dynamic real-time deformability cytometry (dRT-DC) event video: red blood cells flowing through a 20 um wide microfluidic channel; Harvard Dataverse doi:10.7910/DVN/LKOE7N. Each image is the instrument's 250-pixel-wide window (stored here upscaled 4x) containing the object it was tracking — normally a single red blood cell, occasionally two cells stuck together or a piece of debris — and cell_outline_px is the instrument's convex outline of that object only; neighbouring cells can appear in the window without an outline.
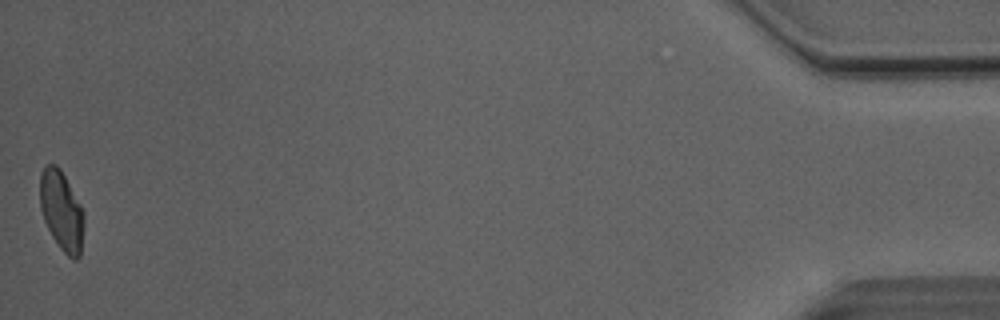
{"species": "Egyptian fruit bat (a non-hibernating species)", "species_latin": "Rousettus aegyptiacus", "temperature_condition": "room temperature", "stored_images_in_passage": 44, "camera_frame_rate_fps": 3000, "um_per_image_px": 0.085, "animal": {"sex": "male"}, "frame": {"image": 1, "passage_image": 44, "time_ms": 14.333, "image_size_px": [1000, 320], "cell_outline_px": [[84, 224], [80, 256], [76, 260], [72, 260], [60, 248], [52, 236], [44, 220], [40, 208], [40, 172], [48, 164], [56, 164], [60, 168], [80, 204], [84, 212]], "centroid_in_image_um": [5.23, 17.93], "position_along_channel_um": 430.0, "area_um2": 20.4}, "authors_computed_cell_mechanics": {"area_um2": 20.9814, "velocity_mm_per_s": 4.103, "shape_relaxation_time_tau1_ms": 7.6545, "shape_relaxation_time_tau2_ms": 3.5426, "deformation_change_tau1": 0.2046, "deformation_change_tau2": 0.0686}}